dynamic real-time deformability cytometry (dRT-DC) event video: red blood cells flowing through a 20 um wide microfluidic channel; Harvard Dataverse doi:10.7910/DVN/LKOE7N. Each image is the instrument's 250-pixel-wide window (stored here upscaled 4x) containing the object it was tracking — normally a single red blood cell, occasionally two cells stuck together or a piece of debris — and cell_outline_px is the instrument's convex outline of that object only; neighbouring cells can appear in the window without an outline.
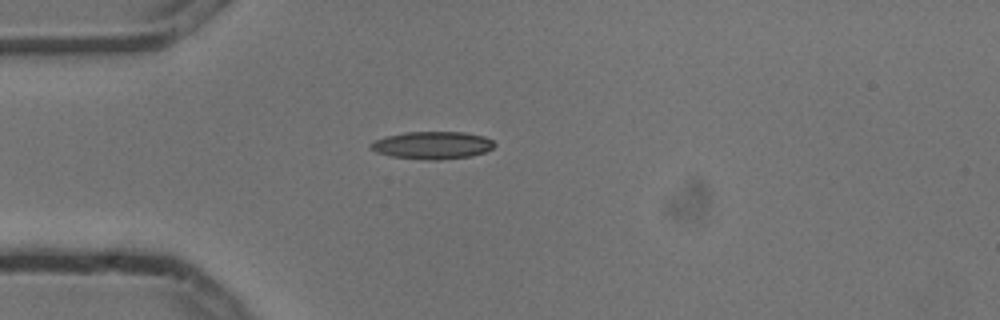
{"species": "common noctule bat (a hibernating species)", "species_latin": "Nyctalus noctula", "temperature_condition": "cold", "stored_images_in_passage": 2, "camera_frame_rate_fps": 3000, "um_per_image_px": 0.085, "animal": {"sex": "male", "body_mass_g": 13.3}, "frame": {"image": 1, "passage_image": 1, "time_ms": 0.0, "image_size_px": [1000, 320], "cell_outline_px": [[496, 144], [492, 148], [484, 152], [472, 156], [436, 160], [424, 160], [392, 156], [376, 152], [368, 148], [368, 144], [376, 140], [388, 136], [404, 132], [464, 132], [484, 136], [492, 140]], "centroid_in_image_um": [36.74, 12.35], "position_along_channel_um": 48.3, "area_um2": 19.88}}